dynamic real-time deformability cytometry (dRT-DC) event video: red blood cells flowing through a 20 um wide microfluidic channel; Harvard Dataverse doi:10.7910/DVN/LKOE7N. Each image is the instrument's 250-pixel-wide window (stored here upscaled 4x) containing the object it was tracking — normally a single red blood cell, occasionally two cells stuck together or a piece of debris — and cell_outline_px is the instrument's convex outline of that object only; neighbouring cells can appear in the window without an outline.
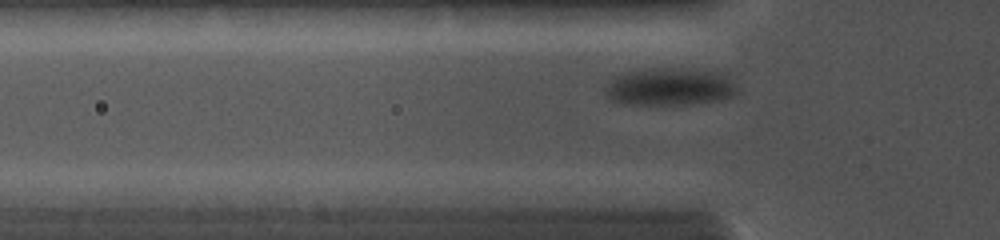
{"species": "common noctule bat (a hibernating species)", "species_latin": "Nyctalus noctula", "temperature_condition": "cold", "stored_images_in_passage": 45, "camera_frame_rate_fps": 5000, "um_per_image_px": 0.085, "animal": {"sex": "female", "body_mass_g": 19.0, "forearm_length_mm": 56.7}, "frame": {"image": 1, "passage_image": 4, "time_ms": 1.6, "image_size_px": [1000, 240], "cell_outline_px": [[740, 92], [732, 96], [716, 100], [688, 104], [628, 104], [612, 100], [604, 92], [604, 88], [608, 80], [612, 76], [620, 72], [640, 68], [680, 68], [728, 72], [740, 88]], "centroid_in_image_um": [56.96, 7.33], "position_along_channel_um": 68.8, "area_um2": 29.88}}
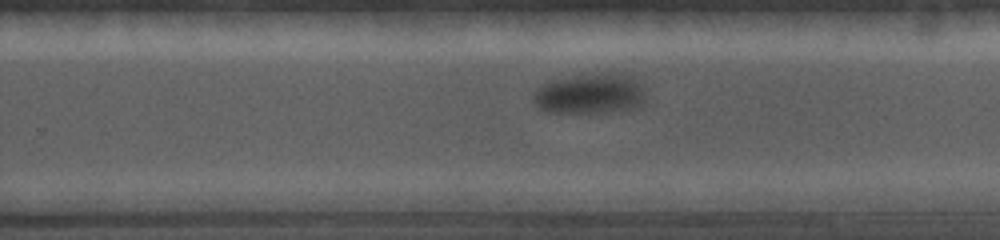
{"frame": {"image": 2, "passage_image": 22, "time_ms": 7.0, "image_size_px": [1000, 240], "cell_outline_px": [[644, 100], [640, 108], [608, 112], [548, 112], [540, 108], [532, 100], [532, 92], [540, 84], [576, 76], [604, 72], [608, 72], [632, 76], [636, 80], [644, 92]], "centroid_in_image_um": [50.15, 7.98], "position_along_channel_um": 279.6, "area_um2": 26.36}}
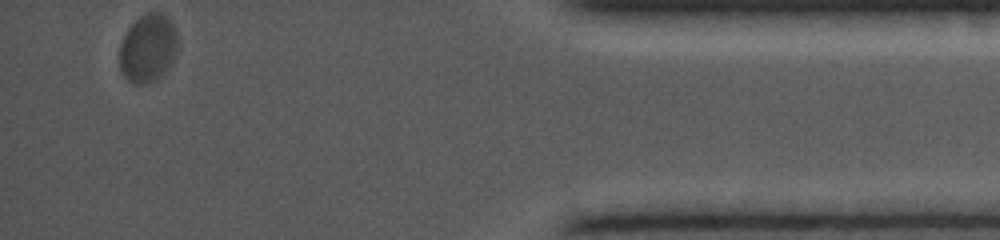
{"frame": {"image": 3, "passage_image": 45, "time_ms": 11.8, "image_size_px": [1000, 240], "cell_outline_px": [[176, 52], [172, 64], [156, 80], [144, 84], [136, 84], [128, 80], [124, 76], [120, 68], [120, 44], [128, 28], [144, 12], [164, 12], [172, 20], [176, 28]], "centroid_in_image_um": [12.59, 4.06], "position_along_channel_um": 422.6, "area_um2": 23.29}}